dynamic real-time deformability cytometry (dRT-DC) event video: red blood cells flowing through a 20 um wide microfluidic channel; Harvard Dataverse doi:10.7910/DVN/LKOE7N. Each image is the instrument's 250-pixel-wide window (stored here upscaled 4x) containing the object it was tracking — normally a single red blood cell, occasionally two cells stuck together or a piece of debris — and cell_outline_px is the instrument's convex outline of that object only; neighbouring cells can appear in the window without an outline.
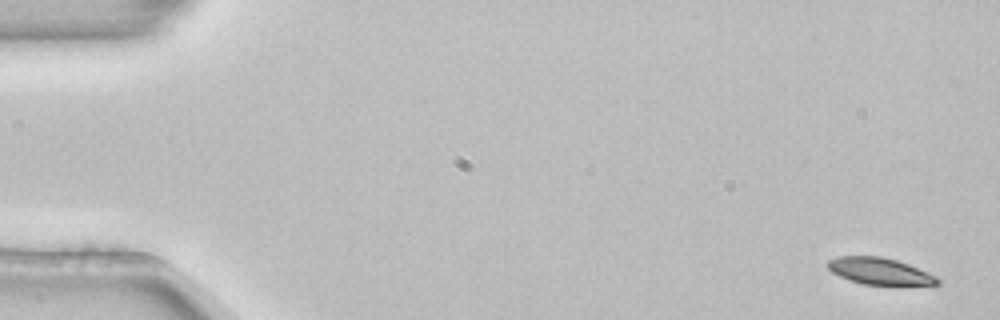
{"species": "common noctule bat (a hibernating species)", "species_latin": "Nyctalus noctula", "temperature_condition": "room temperature", "stored_images_in_passage": 4, "camera_frame_rate_fps": 3000, "um_per_image_px": 0.085, "animal": {"sex": "female", "body_mass_g": 22.7, "forearm_length_mm": 54.2}, "frame": {"image": 1, "passage_image": 1, "time_ms": 0.0, "image_size_px": [1000, 320], "cell_outline_px": [[940, 284], [864, 284], [848, 280], [832, 272], [824, 264], [828, 260], [840, 256], [880, 256], [896, 260], [908, 264], [936, 276], [940, 280]], "centroid_in_image_um": [74.71, 23.03], "position_along_channel_um": 10.3, "area_um2": 16.82}}
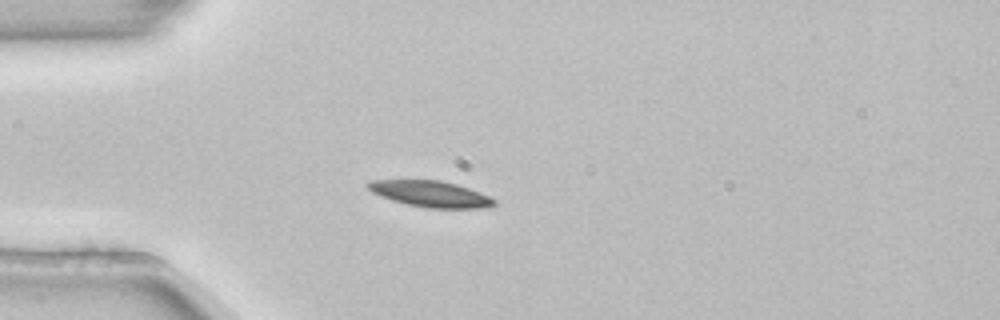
{"frame": {"image": 2, "passage_image": 4, "time_ms": 1.0, "image_size_px": [1000, 320], "cell_outline_px": [[496, 204], [492, 208], [424, 208], [392, 200], [380, 196], [372, 192], [364, 184], [368, 180], [440, 180], [456, 184], [480, 192], [496, 200]], "centroid_in_image_um": [36.6, 16.48], "position_along_channel_um": 48.4, "area_um2": 19.36}}